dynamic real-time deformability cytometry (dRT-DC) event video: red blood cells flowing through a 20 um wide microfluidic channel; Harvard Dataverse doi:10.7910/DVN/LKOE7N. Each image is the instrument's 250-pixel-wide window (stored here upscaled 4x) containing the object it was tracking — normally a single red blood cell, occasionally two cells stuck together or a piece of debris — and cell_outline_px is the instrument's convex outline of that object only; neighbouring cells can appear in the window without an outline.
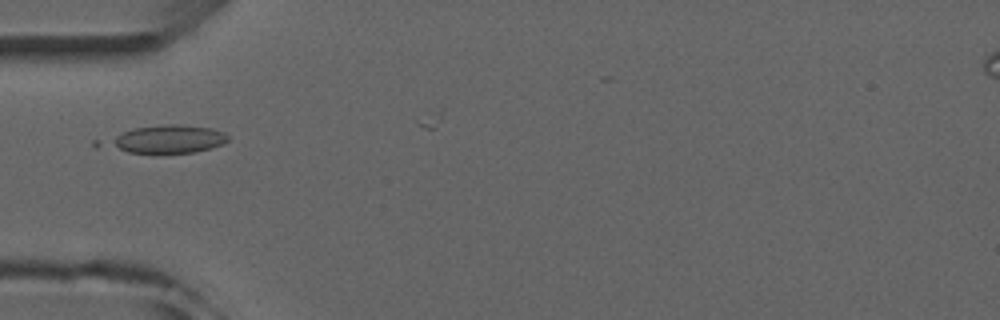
{"species": "common noctule bat (a hibernating species)", "species_latin": "Nyctalus noctula", "temperature_condition": "room temperature", "stored_images_in_passage": 8, "camera_frame_rate_fps": 3000, "um_per_image_px": 0.085, "animal": {"sex": "male", "forearm_length_mm": 52.5}, "frame": {"image": 1, "passage_image": 6, "time_ms": 6.0, "image_size_px": [1000, 320], "cell_outline_px": [[228, 140], [224, 144], [212, 148], [196, 152], [128, 152], [92, 148], [92, 140], [132, 128], [168, 124], [180, 124], [212, 128], [224, 132], [228, 136]], "centroid_in_image_um": [13.83, 11.84], "position_along_channel_um": 71.2, "area_um2": 21.27}}